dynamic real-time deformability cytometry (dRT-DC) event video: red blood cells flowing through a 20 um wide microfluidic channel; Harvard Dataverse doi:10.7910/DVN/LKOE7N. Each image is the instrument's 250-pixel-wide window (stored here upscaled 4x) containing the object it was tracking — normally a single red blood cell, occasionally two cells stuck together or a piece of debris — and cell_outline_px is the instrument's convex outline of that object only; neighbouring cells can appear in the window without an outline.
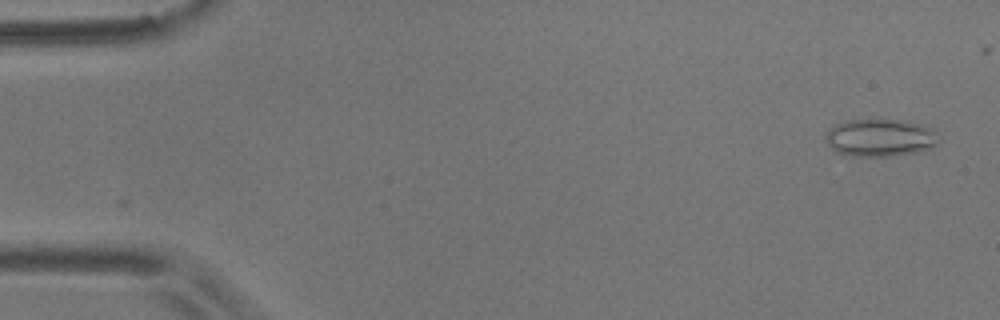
{"species": "common noctule bat (a hibernating species)", "species_latin": "Nyctalus noctula", "temperature_condition": "room temperature", "stored_images_in_passage": 5, "camera_frame_rate_fps": 3000, "um_per_image_px": 0.085, "animal": {"sex": "male", "body_mass_g": 17.9}, "frame": {"image": 1, "passage_image": 1, "time_ms": 0.0, "image_size_px": [1000, 320], "cell_outline_px": [[944, 140], [932, 148], [916, 152], [892, 156], [852, 156], [836, 152], [824, 140], [824, 136], [836, 124], [848, 120], [900, 120], [924, 124], [936, 132]], "centroid_in_image_um": [74.88, 11.71], "position_along_channel_um": 10.1, "area_um2": 25.03}}